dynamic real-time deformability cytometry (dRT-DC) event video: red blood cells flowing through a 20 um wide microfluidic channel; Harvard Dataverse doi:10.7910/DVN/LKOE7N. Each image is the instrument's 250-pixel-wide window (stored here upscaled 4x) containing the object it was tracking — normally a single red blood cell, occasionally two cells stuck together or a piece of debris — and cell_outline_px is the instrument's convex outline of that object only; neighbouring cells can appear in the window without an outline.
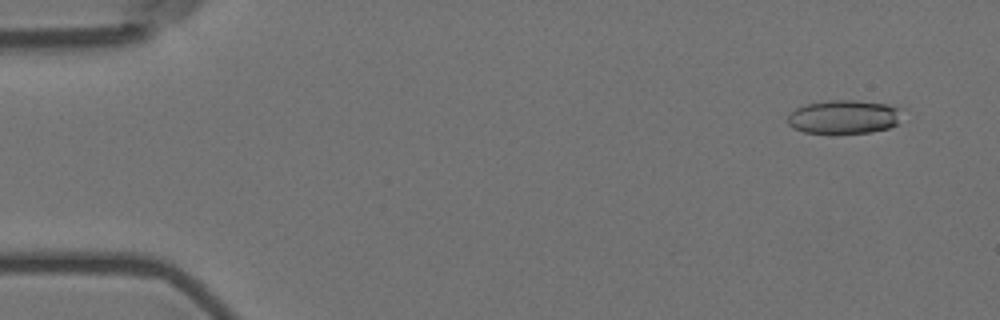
{"species": "Egyptian fruit bat (a non-hibernating species)", "species_latin": "Rousettus aegyptiacus", "temperature_condition": "room temperature", "stored_images_in_passage": 4, "camera_frame_rate_fps": 3000, "um_per_image_px": 0.085, "animal": {"sex": "female"}, "frame": {"image": 1, "passage_image": 1, "time_ms": 0.0, "image_size_px": [1000, 320], "cell_outline_px": [[904, 108], [896, 124], [888, 128], [872, 132], [804, 132], [792, 128], [788, 124], [788, 116], [796, 108], [808, 104], [828, 100], [856, 100], [888, 104]], "centroid_in_image_um": [71.77, 9.91], "position_along_channel_um": 13.2, "area_um2": 22.31}}
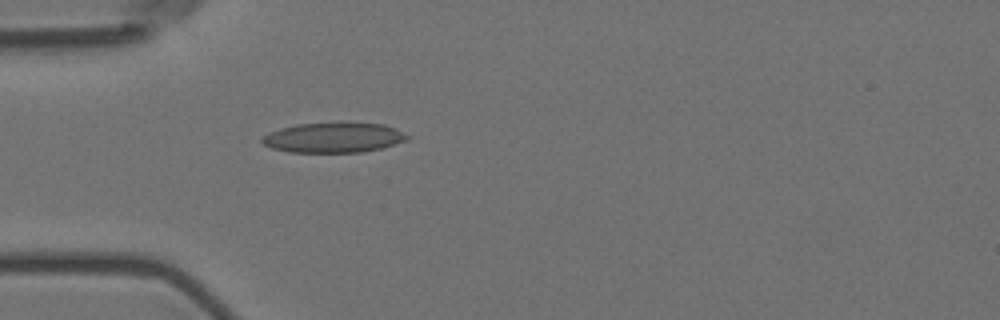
{"frame": {"image": 2, "passage_image": 4, "time_ms": 1.0, "image_size_px": [1000, 320], "cell_outline_px": [[412, 136], [408, 140], [380, 148], [360, 152], [288, 152], [272, 148], [264, 144], [260, 140], [268, 132], [280, 128], [296, 124], [340, 120], [384, 124], [396, 128]], "centroid_in_image_um": [28.39, 11.65], "position_along_channel_um": 56.6, "area_um2": 26.3}}